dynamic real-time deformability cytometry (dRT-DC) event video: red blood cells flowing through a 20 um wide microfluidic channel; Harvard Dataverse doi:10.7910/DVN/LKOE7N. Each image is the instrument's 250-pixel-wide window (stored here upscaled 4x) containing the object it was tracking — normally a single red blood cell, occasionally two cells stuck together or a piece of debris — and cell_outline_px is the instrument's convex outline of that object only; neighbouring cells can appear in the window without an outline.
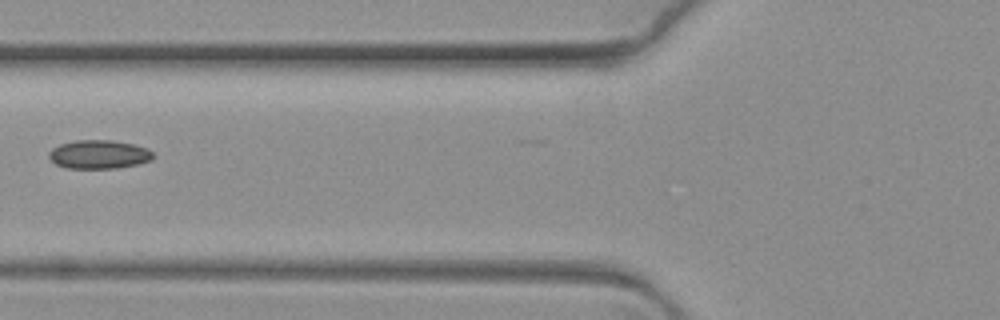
{"species": "common noctule bat (a hibernating species)", "species_latin": "Nyctalus noctula", "temperature_condition": "warm", "stored_images_in_passage": 11, "camera_frame_rate_fps": 3000, "um_per_image_px": 0.085, "animal": {"sex": "female", "body_mass_g": 19.3, "forearm_length_mm": 54.1}, "frame": {"image": 1, "passage_image": 7, "time_ms": 2.0, "image_size_px": [1000, 320], "cell_outline_px": [[156, 156], [152, 160], [136, 164], [116, 168], [64, 168], [56, 164], [48, 156], [48, 152], [52, 148], [60, 144], [76, 140], [112, 140], [132, 144], [148, 148]], "centroid_in_image_um": [8.41, 13.12], "position_along_channel_um": 117.4, "area_um2": 17.46}}
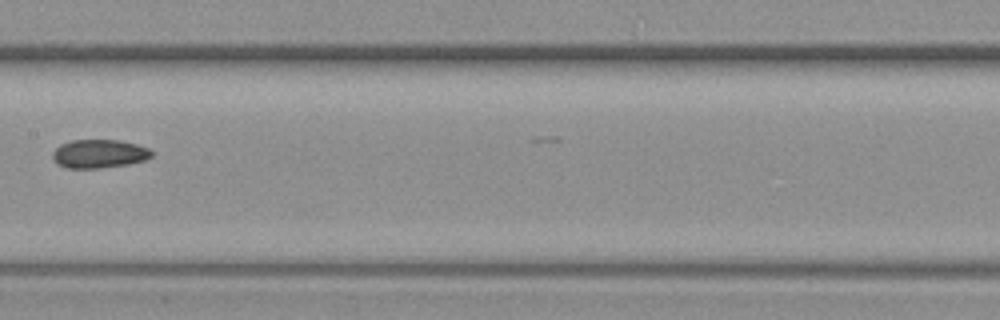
{"frame": {"image": 2, "passage_image": 9, "time_ms": 2.667, "image_size_px": [1000, 320], "cell_outline_px": [[152, 156], [144, 160], [128, 164], [100, 168], [64, 168], [56, 164], [52, 160], [52, 152], [60, 144], [72, 140], [120, 140], [136, 144], [148, 148], [152, 152]], "centroid_in_image_um": [8.37, 13.07], "position_along_channel_um": 199.0, "area_um2": 16.59}}
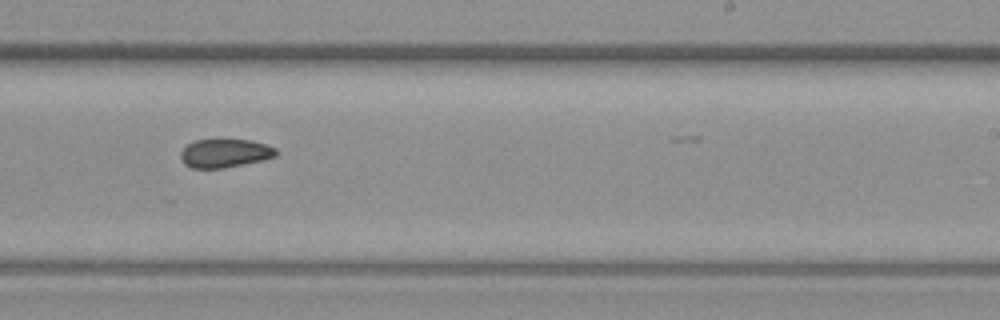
{"frame": {"image": 3, "passage_image": 11, "time_ms": 3.333, "image_size_px": [1000, 320], "cell_outline_px": [[276, 156], [264, 160], [224, 168], [192, 168], [184, 164], [180, 160], [180, 152], [188, 144], [196, 140], [252, 140], [276, 148]], "centroid_in_image_um": [19.1, 13.03], "position_along_channel_um": 269.9, "area_um2": 15.84}}